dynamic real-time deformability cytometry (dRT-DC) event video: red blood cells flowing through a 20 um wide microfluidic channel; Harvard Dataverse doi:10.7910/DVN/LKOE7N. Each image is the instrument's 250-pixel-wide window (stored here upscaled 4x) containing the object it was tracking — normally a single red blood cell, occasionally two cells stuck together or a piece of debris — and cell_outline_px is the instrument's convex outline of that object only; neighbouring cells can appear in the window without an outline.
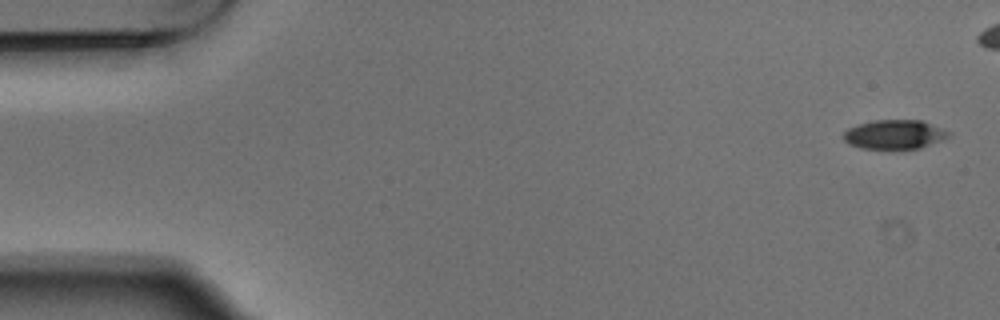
{"species": "Egyptian fruit bat (a non-hibernating species)", "species_latin": "Rousettus aegyptiacus", "temperature_condition": "warm", "stored_images_in_passage": 6, "camera_frame_rate_fps": 3000, "um_per_image_px": 0.085, "animal": {"sex": "male"}, "frame": {"image": 1, "passage_image": 1, "time_ms": 0.0, "image_size_px": [1000, 320], "cell_outline_px": [[952, 132], [948, 136], [940, 140], [920, 148], [860, 148], [848, 144], [844, 140], [844, 132], [848, 128], [872, 120], [920, 120]], "centroid_in_image_um": [76.01, 11.42], "position_along_channel_um": 9.0, "area_um2": 17.57}}